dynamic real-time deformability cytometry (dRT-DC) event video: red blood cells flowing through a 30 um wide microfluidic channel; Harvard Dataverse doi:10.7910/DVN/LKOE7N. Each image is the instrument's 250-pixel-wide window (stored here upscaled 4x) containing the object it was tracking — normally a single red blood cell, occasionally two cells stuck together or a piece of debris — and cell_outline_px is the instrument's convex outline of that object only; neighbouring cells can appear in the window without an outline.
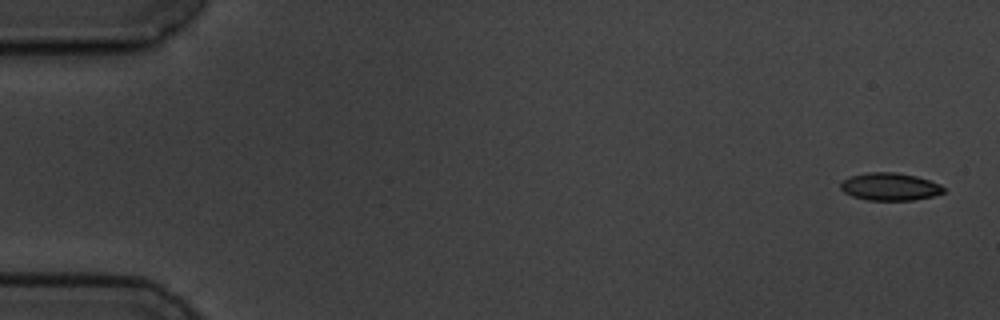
{"species": "common noctule bat (a hibernating species)", "species_latin": "Nyctalus noctula", "temperature_condition": "cold", "stored_images_in_passage": 5, "camera_frame_rate_fps": 3000, "um_per_image_px": 0.085, "animal": {"sex": "male", "body_mass_g": 19.5, "forearm_length_mm": 54.6}, "frame": {"image": 1, "passage_image": 1, "time_ms": 0.0, "image_size_px": [1000, 320], "cell_outline_px": [[944, 192], [932, 196], [912, 200], [868, 200], [852, 196], [844, 192], [840, 188], [840, 184], [844, 180], [852, 176], [868, 172], [896, 172], [916, 176], [940, 184], [944, 188]], "centroid_in_image_um": [75.63, 15.86], "position_along_channel_um": 9.4, "area_um2": 16.42}}
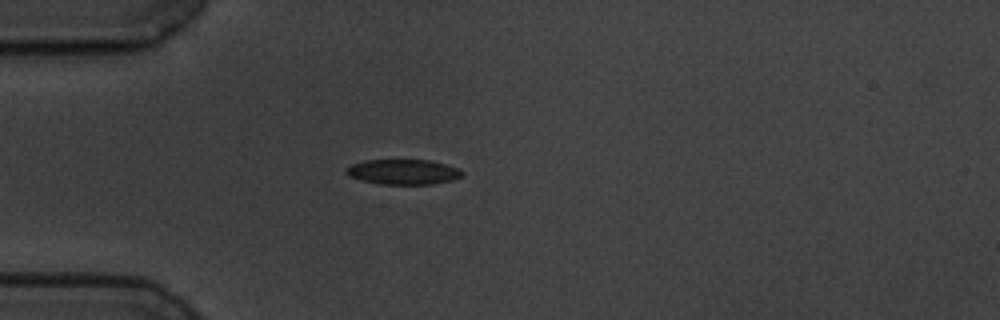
{"frame": {"image": 2, "passage_image": 5, "time_ms": 4.667, "image_size_px": [1000, 320], "cell_outline_px": [[464, 176], [452, 180], [432, 184], [380, 184], [348, 176], [344, 172], [344, 168], [352, 164], [364, 160], [432, 160], [460, 168], [464, 172]], "centroid_in_image_um": [34.3, 14.6], "position_along_channel_um": 50.7, "area_um2": 17.17}}